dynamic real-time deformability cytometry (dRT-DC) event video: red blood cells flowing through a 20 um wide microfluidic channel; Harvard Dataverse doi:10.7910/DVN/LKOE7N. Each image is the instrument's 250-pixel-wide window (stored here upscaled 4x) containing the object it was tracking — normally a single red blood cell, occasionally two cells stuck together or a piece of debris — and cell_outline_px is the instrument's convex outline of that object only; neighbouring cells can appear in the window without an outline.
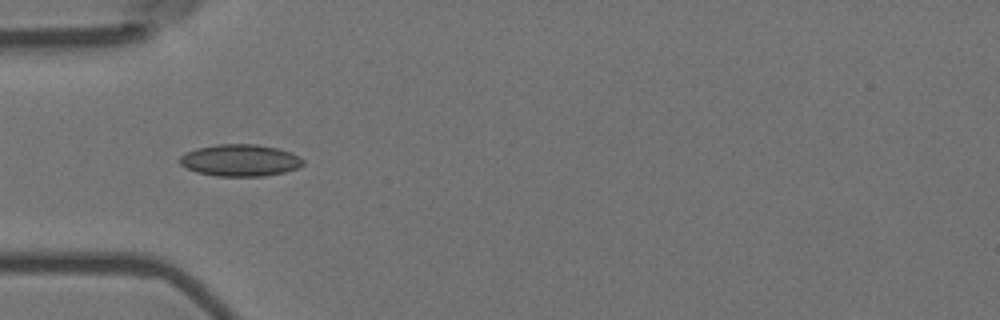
{"species": "Egyptian fruit bat (a non-hibernating species)", "species_latin": "Rousettus aegyptiacus", "temperature_condition": "room temperature", "stored_images_in_passage": 7, "camera_frame_rate_fps": 3000, "um_per_image_px": 0.085, "animal": {"sex": "female"}, "frame": {"image": 1, "passage_image": 5, "time_ms": 1.333, "image_size_px": [1000, 320], "cell_outline_px": [[304, 164], [296, 168], [284, 172], [264, 176], [216, 176], [196, 172], [180, 164], [176, 160], [184, 152], [196, 148], [216, 144], [256, 144], [276, 148], [300, 156], [304, 160]], "centroid_in_image_um": [20.36, 13.62], "position_along_channel_um": 64.6, "area_um2": 23.0}}
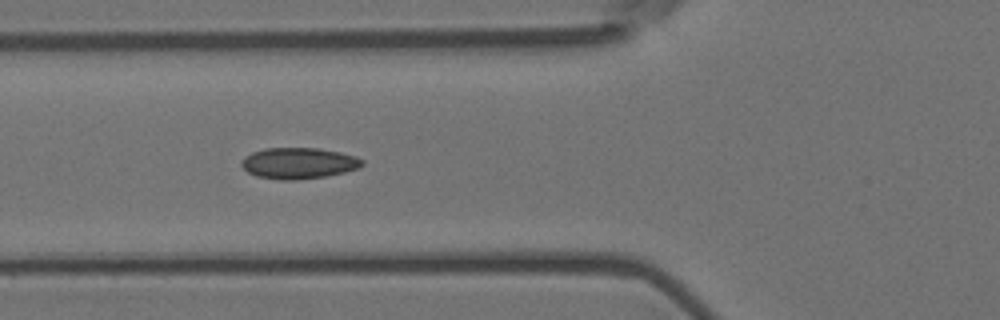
{"frame": {"image": 2, "passage_image": 6, "time_ms": 1.667, "image_size_px": [1000, 320], "cell_outline_px": [[364, 164], [360, 168], [344, 172], [324, 176], [296, 180], [280, 180], [256, 176], [248, 172], [240, 164], [240, 160], [244, 156], [252, 152], [264, 148], [320, 148], [340, 152], [356, 156], [364, 160]], "centroid_in_image_um": [25.38, 13.86], "position_along_channel_um": 100.4, "area_um2": 22.08}}
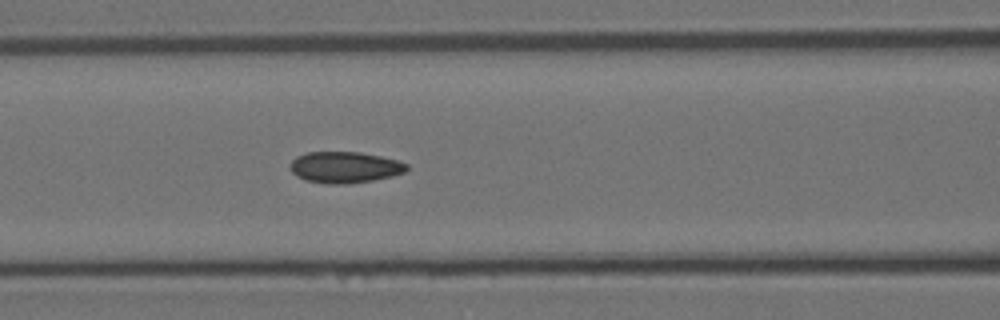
{"frame": {"image": 3, "passage_image": 7, "time_ms": 2.0, "image_size_px": [1000, 320], "cell_outline_px": [[408, 168], [404, 172], [392, 176], [372, 180], [348, 184], [328, 184], [304, 180], [296, 176], [292, 172], [292, 160], [296, 156], [308, 152], [360, 152], [380, 156], [396, 160], [408, 164]], "centroid_in_image_um": [29.3, 14.22], "position_along_channel_um": 137.3, "area_um2": 21.15}}